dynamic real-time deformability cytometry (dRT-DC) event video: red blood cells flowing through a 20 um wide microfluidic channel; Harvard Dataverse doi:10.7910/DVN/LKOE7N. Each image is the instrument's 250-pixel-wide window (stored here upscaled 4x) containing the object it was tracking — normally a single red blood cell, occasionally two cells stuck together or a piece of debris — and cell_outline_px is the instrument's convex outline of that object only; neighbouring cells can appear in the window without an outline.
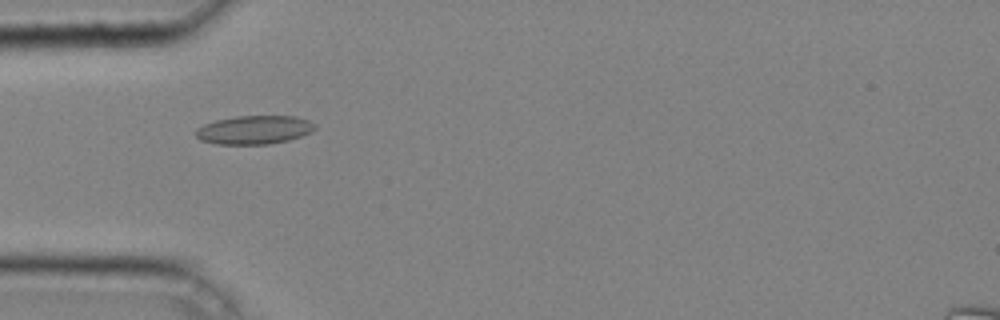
{"species": "common noctule bat (a hibernating species)", "species_latin": "Nyctalus noctula", "temperature_condition": "cold", "stored_images_in_passage": 32, "camera_frame_rate_fps": 3000, "um_per_image_px": 0.085, "animal": {"sex": "male", "body_mass_g": 20.4}, "frame": {"image": 1, "passage_image": 5, "time_ms": 1.333, "image_size_px": [1000, 320], "cell_outline_px": [[316, 128], [312, 132], [288, 140], [268, 144], [216, 144], [200, 140], [196, 136], [196, 128], [204, 124], [216, 120], [236, 116], [296, 116], [308, 120], [316, 124]], "centroid_in_image_um": [21.61, 11.03], "position_along_channel_um": 63.4, "area_um2": 19.88}}
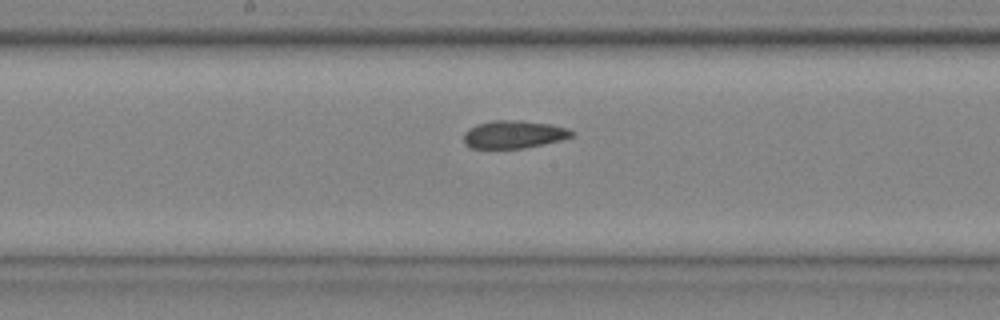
{"frame": {"image": 2, "passage_image": 15, "time_ms": 4.667, "image_size_px": [1000, 320], "cell_outline_px": [[576, 132], [572, 136], [560, 140], [544, 144], [524, 148], [472, 148], [464, 144], [464, 132], [476, 124], [492, 120], [520, 120], [548, 124], [568, 128]], "centroid_in_image_um": [43.66, 11.42], "position_along_channel_um": 204.5, "area_um2": 17.51}}
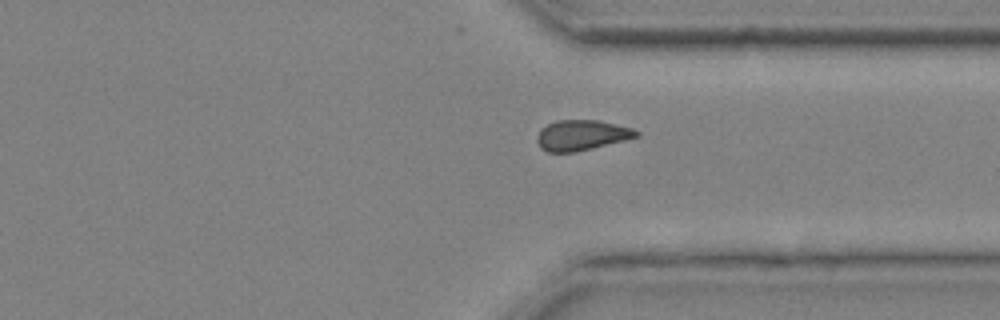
{"frame": {"image": 3, "passage_image": 26, "time_ms": 8.333, "image_size_px": [1000, 320], "cell_outline_px": [[640, 136], [576, 152], [548, 152], [540, 148], [536, 140], [536, 136], [540, 128], [556, 120], [600, 120], [632, 128], [640, 132]], "centroid_in_image_um": [49.41, 11.48], "position_along_channel_um": 362.0, "area_um2": 17.69}, "authors_computed_cell_mechanics": {"area_um2": 18.0047, "velocity_mm_per_s": 4.2767, "shape_relaxation_time_tau1_ms": null, "shape_relaxation_time_tau2_ms": 5.6758, "deformation_change_tau1": null, "deformation_change_tau2": 0.1219}}